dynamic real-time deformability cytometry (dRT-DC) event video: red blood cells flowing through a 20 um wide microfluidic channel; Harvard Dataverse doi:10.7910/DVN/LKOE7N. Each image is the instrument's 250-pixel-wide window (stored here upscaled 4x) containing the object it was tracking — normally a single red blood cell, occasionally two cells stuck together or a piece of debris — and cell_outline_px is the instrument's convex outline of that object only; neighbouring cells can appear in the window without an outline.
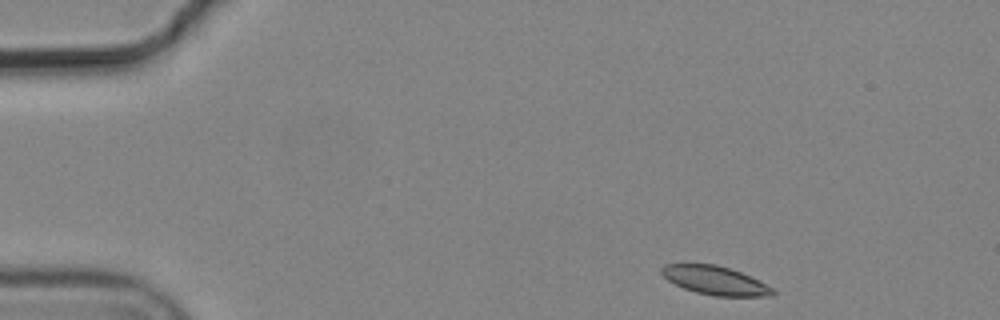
{"species": "common noctule bat (a hibernating species)", "species_latin": "Nyctalus noctula", "temperature_condition": "cold", "stored_images_in_passage": 4, "camera_frame_rate_fps": 3000, "um_per_image_px": 0.085, "animal": {"sex": "male", "body_mass_g": 19.2, "forearm_length_mm": 51.8}, "frame": {"image": 1, "passage_image": 1, "time_ms": 0.0, "image_size_px": [1000, 320], "cell_outline_px": [[776, 292], [772, 296], [712, 296], [696, 292], [684, 288], [668, 280], [660, 272], [660, 268], [664, 264], [716, 264], [740, 272], [772, 288]], "centroid_in_image_um": [60.74, 23.84], "position_along_channel_um": 24.3, "area_um2": 18.26}}
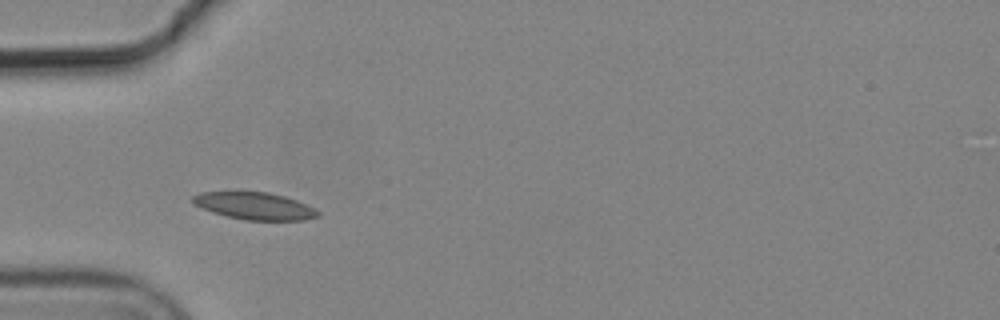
{"frame": {"image": 2, "passage_image": 3, "time_ms": 0.667, "image_size_px": [1000, 320], "cell_outline_px": [[320, 216], [304, 220], [244, 220], [212, 212], [192, 204], [192, 196], [200, 192], [268, 192], [284, 196], [296, 200], [320, 212]], "centroid_in_image_um": [21.61, 17.51], "position_along_channel_um": 63.4, "area_um2": 19.71}}
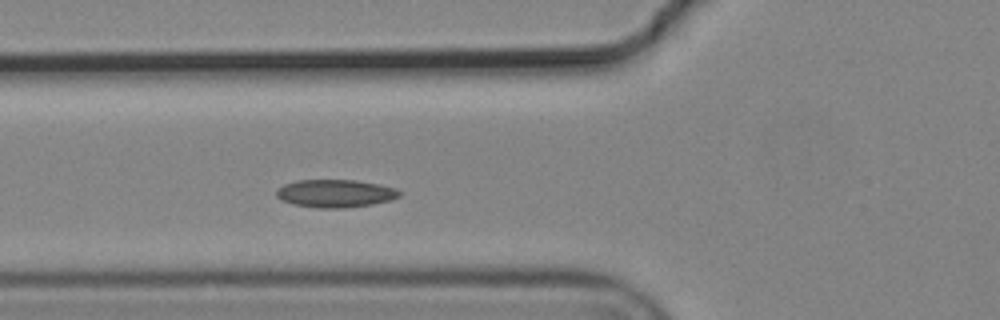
{"frame": {"image": 3, "passage_image": 4, "time_ms": 1.0, "image_size_px": [1000, 320], "cell_outline_px": [[400, 196], [392, 200], [372, 204], [344, 208], [316, 208], [292, 204], [280, 200], [276, 196], [276, 188], [284, 184], [296, 180], [356, 180], [380, 184], [396, 188], [400, 192]], "centroid_in_image_um": [28.48, 16.44], "position_along_channel_um": 97.3, "area_um2": 20.23}}